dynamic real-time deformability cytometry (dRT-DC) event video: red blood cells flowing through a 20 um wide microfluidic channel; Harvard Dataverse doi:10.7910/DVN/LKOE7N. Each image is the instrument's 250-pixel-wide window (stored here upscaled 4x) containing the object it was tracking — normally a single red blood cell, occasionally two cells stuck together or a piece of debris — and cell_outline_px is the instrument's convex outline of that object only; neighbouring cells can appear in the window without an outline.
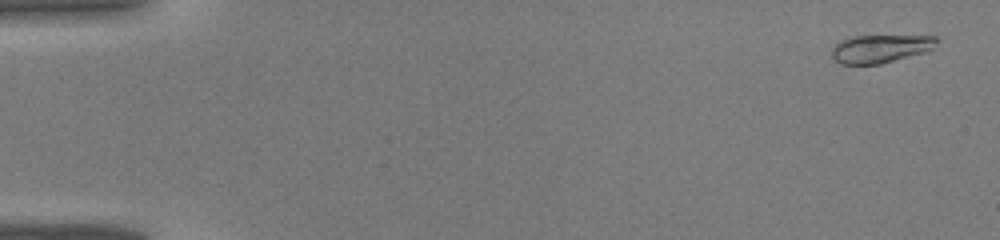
{"species": "common noctule bat (a hibernating species)", "species_latin": "Nyctalus noctula", "temperature_condition": "warm", "stored_images_in_passage": 43, "camera_frame_rate_fps": 3000, "um_per_image_px": 0.085, "animal": {"sex": "male", "body_mass_g": 19.0, "forearm_length_mm": 50.8}, "frame": {"image": 1, "passage_image": 2, "time_ms": 0.333, "image_size_px": [1000, 240], "cell_outline_px": [[940, 40], [928, 52], [880, 64], [840, 64], [832, 56], [832, 48], [840, 40], [852, 36], [936, 36]], "centroid_in_image_um": [74.86, 4.14], "position_along_channel_um": 10.1, "area_um2": 17.28}}
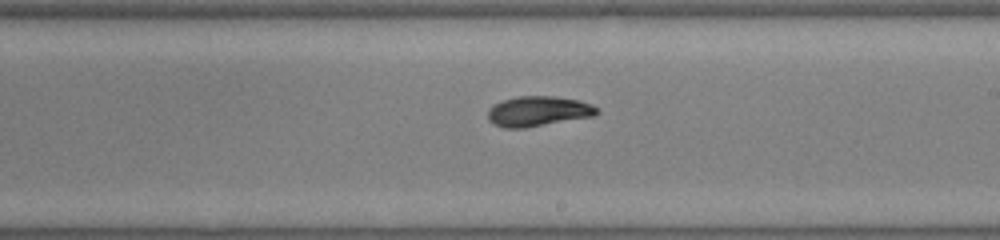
{"frame": {"image": 2, "passage_image": 26, "time_ms": 8.333, "image_size_px": [1000, 240], "cell_outline_px": [[600, 112], [592, 116], [524, 128], [504, 128], [488, 120], [488, 112], [496, 104], [504, 100], [520, 96], [556, 96], [580, 100], [592, 104], [600, 108]], "centroid_in_image_um": [45.81, 9.45], "position_along_channel_um": 243.2, "area_um2": 18.96}}
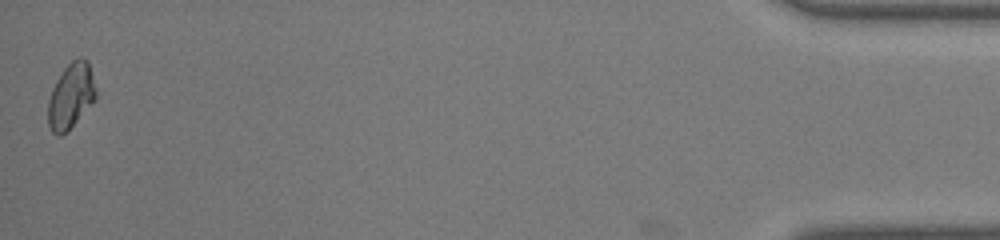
{"frame": {"image": 3, "passage_image": 43, "time_ms": 14.0, "image_size_px": [1000, 240], "cell_outline_px": [[96, 100], [60, 136], [56, 136], [52, 132], [48, 124], [48, 100], [52, 88], [56, 80], [64, 68], [72, 60], [80, 56], [88, 60], [96, 88]], "centroid_in_image_um": [6.03, 8.11], "position_along_channel_um": 429.2, "area_um2": 18.09}}